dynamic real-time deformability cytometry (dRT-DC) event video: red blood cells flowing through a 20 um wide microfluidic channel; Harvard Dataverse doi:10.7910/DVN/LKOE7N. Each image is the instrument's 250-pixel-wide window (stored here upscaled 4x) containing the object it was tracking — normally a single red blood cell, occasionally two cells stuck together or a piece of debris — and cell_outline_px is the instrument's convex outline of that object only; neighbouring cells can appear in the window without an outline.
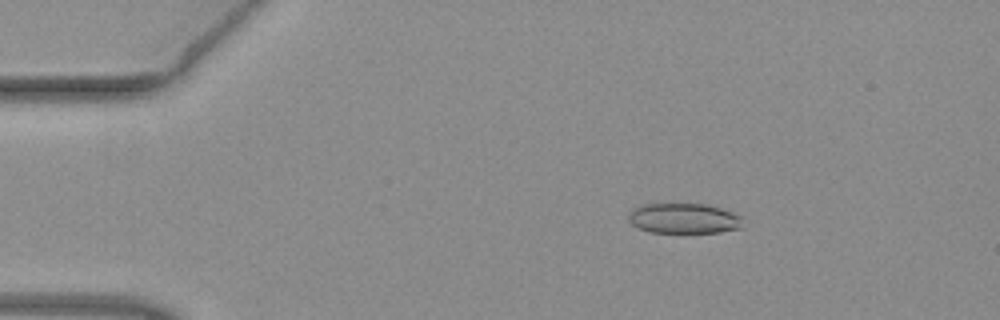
{"species": "common noctule bat (a hibernating species)", "species_latin": "Nyctalus noctula", "temperature_condition": "warm", "stored_images_in_passage": 47, "camera_frame_rate_fps": 3000, "um_per_image_px": 0.085, "animal": {"sex": "female", "body_mass_g": 19.3, "forearm_length_mm": 54.1}, "frame": {"image": 1, "passage_image": 4, "time_ms": 1.0, "image_size_px": [1000, 320], "cell_outline_px": [[744, 216], [740, 228], [720, 232], [648, 232], [632, 224], [628, 220], [628, 212], [644, 204], [704, 204], [720, 208]], "centroid_in_image_um": [58.14, 18.56], "position_along_channel_um": 26.9, "area_um2": 20.06}}
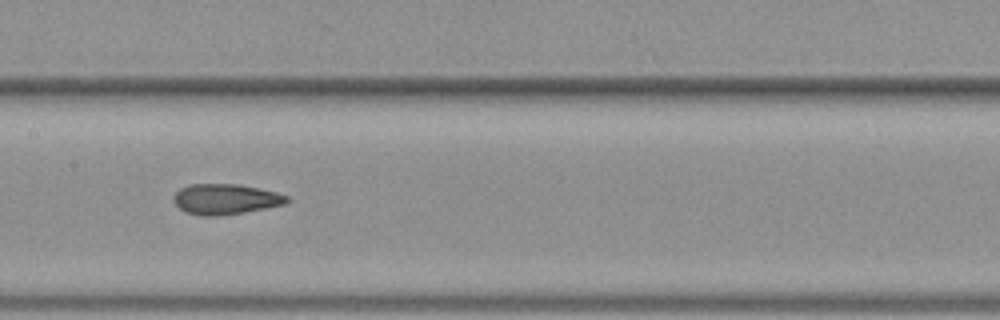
{"frame": {"image": 2, "passage_image": 21, "time_ms": 6.667, "image_size_px": [1000, 320], "cell_outline_px": [[292, 200], [288, 204], [244, 212], [216, 216], [200, 216], [184, 212], [172, 200], [176, 192], [180, 188], [188, 184], [236, 184], [260, 188], [276, 192], [288, 196]], "centroid_in_image_um": [19.19, 16.93], "position_along_channel_um": 188.2, "area_um2": 20.35}}
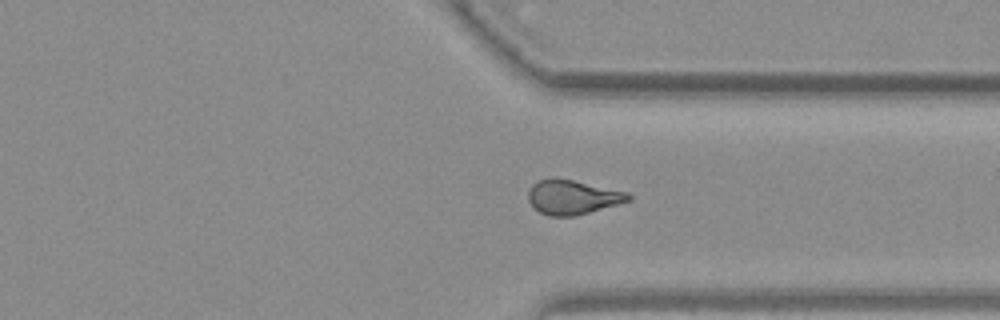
{"frame": {"image": 3, "passage_image": 34, "time_ms": 11.0, "image_size_px": [1000, 320], "cell_outline_px": [[632, 196], [628, 200], [616, 204], [576, 216], [548, 216], [532, 208], [528, 200], [528, 192], [532, 184], [536, 180], [552, 176], [556, 176], [628, 192]], "centroid_in_image_um": [48.59, 16.73], "position_along_channel_um": 362.8, "area_um2": 20.35}}